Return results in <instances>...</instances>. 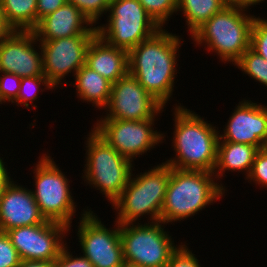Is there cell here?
I'll use <instances>...</instances> for the list:
<instances>
[{"instance_id": "cell-1", "label": "cell", "mask_w": 267, "mask_h": 267, "mask_svg": "<svg viewBox=\"0 0 267 267\" xmlns=\"http://www.w3.org/2000/svg\"><path fill=\"white\" fill-rule=\"evenodd\" d=\"M183 41L179 35L161 28L128 52L129 74L164 107L174 92Z\"/></svg>"}, {"instance_id": "cell-2", "label": "cell", "mask_w": 267, "mask_h": 267, "mask_svg": "<svg viewBox=\"0 0 267 267\" xmlns=\"http://www.w3.org/2000/svg\"><path fill=\"white\" fill-rule=\"evenodd\" d=\"M173 107L172 120L175 127L172 147L177 157L170 158L164 163L176 169L213 173L217 163L220 130L181 104L176 103Z\"/></svg>"}, {"instance_id": "cell-3", "label": "cell", "mask_w": 267, "mask_h": 267, "mask_svg": "<svg viewBox=\"0 0 267 267\" xmlns=\"http://www.w3.org/2000/svg\"><path fill=\"white\" fill-rule=\"evenodd\" d=\"M215 179L214 173L208 171L170 167L160 220L165 225L187 220L223 198L226 188Z\"/></svg>"}, {"instance_id": "cell-4", "label": "cell", "mask_w": 267, "mask_h": 267, "mask_svg": "<svg viewBox=\"0 0 267 267\" xmlns=\"http://www.w3.org/2000/svg\"><path fill=\"white\" fill-rule=\"evenodd\" d=\"M254 19L247 10L225 6L201 25L191 39L196 47L203 45L208 52H215L222 62L234 65L250 48Z\"/></svg>"}, {"instance_id": "cell-5", "label": "cell", "mask_w": 267, "mask_h": 267, "mask_svg": "<svg viewBox=\"0 0 267 267\" xmlns=\"http://www.w3.org/2000/svg\"><path fill=\"white\" fill-rule=\"evenodd\" d=\"M169 179L170 166L164 162L136 176L132 171L127 186L112 203L115 221L135 224L143 215L151 222L159 221Z\"/></svg>"}, {"instance_id": "cell-6", "label": "cell", "mask_w": 267, "mask_h": 267, "mask_svg": "<svg viewBox=\"0 0 267 267\" xmlns=\"http://www.w3.org/2000/svg\"><path fill=\"white\" fill-rule=\"evenodd\" d=\"M86 139L82 180L89 187L100 190L112 205L127 186L132 171H135L134 163L118 153L94 129L91 128Z\"/></svg>"}, {"instance_id": "cell-7", "label": "cell", "mask_w": 267, "mask_h": 267, "mask_svg": "<svg viewBox=\"0 0 267 267\" xmlns=\"http://www.w3.org/2000/svg\"><path fill=\"white\" fill-rule=\"evenodd\" d=\"M43 154L35 163L33 197L46 220L72 228V218L76 215L77 205L70 189V180L56 165L52 156Z\"/></svg>"}, {"instance_id": "cell-8", "label": "cell", "mask_w": 267, "mask_h": 267, "mask_svg": "<svg viewBox=\"0 0 267 267\" xmlns=\"http://www.w3.org/2000/svg\"><path fill=\"white\" fill-rule=\"evenodd\" d=\"M164 224L161 220L144 224L138 222L135 225L120 224L125 264L134 267H165L178 245L172 240L170 232L164 229Z\"/></svg>"}, {"instance_id": "cell-9", "label": "cell", "mask_w": 267, "mask_h": 267, "mask_svg": "<svg viewBox=\"0 0 267 267\" xmlns=\"http://www.w3.org/2000/svg\"><path fill=\"white\" fill-rule=\"evenodd\" d=\"M108 14V23L96 26L97 35L128 52L161 29L138 0H110Z\"/></svg>"}, {"instance_id": "cell-10", "label": "cell", "mask_w": 267, "mask_h": 267, "mask_svg": "<svg viewBox=\"0 0 267 267\" xmlns=\"http://www.w3.org/2000/svg\"><path fill=\"white\" fill-rule=\"evenodd\" d=\"M82 211L77 236L83 256L94 267H122L125 262L120 239V224L114 221L113 229H108L98 215L88 207Z\"/></svg>"}, {"instance_id": "cell-11", "label": "cell", "mask_w": 267, "mask_h": 267, "mask_svg": "<svg viewBox=\"0 0 267 267\" xmlns=\"http://www.w3.org/2000/svg\"><path fill=\"white\" fill-rule=\"evenodd\" d=\"M156 119L141 121L97 119L93 129L118 153L134 163L148 150L165 140V133L154 130Z\"/></svg>"}, {"instance_id": "cell-12", "label": "cell", "mask_w": 267, "mask_h": 267, "mask_svg": "<svg viewBox=\"0 0 267 267\" xmlns=\"http://www.w3.org/2000/svg\"><path fill=\"white\" fill-rule=\"evenodd\" d=\"M68 232L66 225L47 220L39 225L16 227L6 233L22 261L53 262L67 244L64 239Z\"/></svg>"}, {"instance_id": "cell-13", "label": "cell", "mask_w": 267, "mask_h": 267, "mask_svg": "<svg viewBox=\"0 0 267 267\" xmlns=\"http://www.w3.org/2000/svg\"><path fill=\"white\" fill-rule=\"evenodd\" d=\"M106 115L100 119L141 121L155 119L164 106L129 73L112 84ZM162 111V112H161Z\"/></svg>"}, {"instance_id": "cell-14", "label": "cell", "mask_w": 267, "mask_h": 267, "mask_svg": "<svg viewBox=\"0 0 267 267\" xmlns=\"http://www.w3.org/2000/svg\"><path fill=\"white\" fill-rule=\"evenodd\" d=\"M96 35H78L51 41H39L42 50L43 73L57 89L67 74L75 73L85 65L86 52ZM63 80V82H62Z\"/></svg>"}, {"instance_id": "cell-15", "label": "cell", "mask_w": 267, "mask_h": 267, "mask_svg": "<svg viewBox=\"0 0 267 267\" xmlns=\"http://www.w3.org/2000/svg\"><path fill=\"white\" fill-rule=\"evenodd\" d=\"M39 49L40 42L32 31L12 30L0 41V72L13 73L21 78L45 76L42 50Z\"/></svg>"}, {"instance_id": "cell-16", "label": "cell", "mask_w": 267, "mask_h": 267, "mask_svg": "<svg viewBox=\"0 0 267 267\" xmlns=\"http://www.w3.org/2000/svg\"><path fill=\"white\" fill-rule=\"evenodd\" d=\"M233 110L219 141L267 147V106L244 98Z\"/></svg>"}, {"instance_id": "cell-17", "label": "cell", "mask_w": 267, "mask_h": 267, "mask_svg": "<svg viewBox=\"0 0 267 267\" xmlns=\"http://www.w3.org/2000/svg\"><path fill=\"white\" fill-rule=\"evenodd\" d=\"M46 221L31 189L12 180L0 198V231L7 232L16 227L39 225Z\"/></svg>"}, {"instance_id": "cell-18", "label": "cell", "mask_w": 267, "mask_h": 267, "mask_svg": "<svg viewBox=\"0 0 267 267\" xmlns=\"http://www.w3.org/2000/svg\"><path fill=\"white\" fill-rule=\"evenodd\" d=\"M32 32L38 41H51L78 35H97V27L75 5L66 2L40 19Z\"/></svg>"}, {"instance_id": "cell-19", "label": "cell", "mask_w": 267, "mask_h": 267, "mask_svg": "<svg viewBox=\"0 0 267 267\" xmlns=\"http://www.w3.org/2000/svg\"><path fill=\"white\" fill-rule=\"evenodd\" d=\"M85 65L113 84L129 73L128 51L96 35L87 48Z\"/></svg>"}, {"instance_id": "cell-20", "label": "cell", "mask_w": 267, "mask_h": 267, "mask_svg": "<svg viewBox=\"0 0 267 267\" xmlns=\"http://www.w3.org/2000/svg\"><path fill=\"white\" fill-rule=\"evenodd\" d=\"M258 150L253 145L218 141L217 163L213 172L215 178L222 179L225 171L244 172L247 177Z\"/></svg>"}, {"instance_id": "cell-21", "label": "cell", "mask_w": 267, "mask_h": 267, "mask_svg": "<svg viewBox=\"0 0 267 267\" xmlns=\"http://www.w3.org/2000/svg\"><path fill=\"white\" fill-rule=\"evenodd\" d=\"M74 77L75 83L71 85H75L79 100L87 104L92 103V106L99 110L107 106L112 86L110 81L86 65H83Z\"/></svg>"}, {"instance_id": "cell-22", "label": "cell", "mask_w": 267, "mask_h": 267, "mask_svg": "<svg viewBox=\"0 0 267 267\" xmlns=\"http://www.w3.org/2000/svg\"><path fill=\"white\" fill-rule=\"evenodd\" d=\"M6 24L16 31H32L37 25V0H0Z\"/></svg>"}, {"instance_id": "cell-23", "label": "cell", "mask_w": 267, "mask_h": 267, "mask_svg": "<svg viewBox=\"0 0 267 267\" xmlns=\"http://www.w3.org/2000/svg\"><path fill=\"white\" fill-rule=\"evenodd\" d=\"M225 6L223 0H177V12H183L190 36Z\"/></svg>"}, {"instance_id": "cell-24", "label": "cell", "mask_w": 267, "mask_h": 267, "mask_svg": "<svg viewBox=\"0 0 267 267\" xmlns=\"http://www.w3.org/2000/svg\"><path fill=\"white\" fill-rule=\"evenodd\" d=\"M40 85L44 86L45 90H54L53 85L45 76L22 77L18 96L12 103L24 105L27 109H29L30 104H33L32 107L37 109V105L33 102L35 100L38 101L37 99L40 97L38 96L39 92L44 91Z\"/></svg>"}, {"instance_id": "cell-25", "label": "cell", "mask_w": 267, "mask_h": 267, "mask_svg": "<svg viewBox=\"0 0 267 267\" xmlns=\"http://www.w3.org/2000/svg\"><path fill=\"white\" fill-rule=\"evenodd\" d=\"M251 79L267 87V61L251 48H249L241 58L234 64Z\"/></svg>"}, {"instance_id": "cell-26", "label": "cell", "mask_w": 267, "mask_h": 267, "mask_svg": "<svg viewBox=\"0 0 267 267\" xmlns=\"http://www.w3.org/2000/svg\"><path fill=\"white\" fill-rule=\"evenodd\" d=\"M147 13L161 27L169 21L172 15L177 14V0H138Z\"/></svg>"}, {"instance_id": "cell-27", "label": "cell", "mask_w": 267, "mask_h": 267, "mask_svg": "<svg viewBox=\"0 0 267 267\" xmlns=\"http://www.w3.org/2000/svg\"><path fill=\"white\" fill-rule=\"evenodd\" d=\"M75 5L95 26L99 18L107 14L110 0H67Z\"/></svg>"}, {"instance_id": "cell-28", "label": "cell", "mask_w": 267, "mask_h": 267, "mask_svg": "<svg viewBox=\"0 0 267 267\" xmlns=\"http://www.w3.org/2000/svg\"><path fill=\"white\" fill-rule=\"evenodd\" d=\"M250 48L267 61V19L255 16L251 29Z\"/></svg>"}, {"instance_id": "cell-29", "label": "cell", "mask_w": 267, "mask_h": 267, "mask_svg": "<svg viewBox=\"0 0 267 267\" xmlns=\"http://www.w3.org/2000/svg\"><path fill=\"white\" fill-rule=\"evenodd\" d=\"M245 178L256 186L267 188V147L257 151L250 173Z\"/></svg>"}, {"instance_id": "cell-30", "label": "cell", "mask_w": 267, "mask_h": 267, "mask_svg": "<svg viewBox=\"0 0 267 267\" xmlns=\"http://www.w3.org/2000/svg\"><path fill=\"white\" fill-rule=\"evenodd\" d=\"M180 244L171 254L165 267H201L199 260L192 253V250L187 247L186 243L181 242Z\"/></svg>"}, {"instance_id": "cell-31", "label": "cell", "mask_w": 267, "mask_h": 267, "mask_svg": "<svg viewBox=\"0 0 267 267\" xmlns=\"http://www.w3.org/2000/svg\"><path fill=\"white\" fill-rule=\"evenodd\" d=\"M21 261L8 234L0 231V267H18Z\"/></svg>"}, {"instance_id": "cell-32", "label": "cell", "mask_w": 267, "mask_h": 267, "mask_svg": "<svg viewBox=\"0 0 267 267\" xmlns=\"http://www.w3.org/2000/svg\"><path fill=\"white\" fill-rule=\"evenodd\" d=\"M21 77L13 73L0 72V95L5 102H13L19 93Z\"/></svg>"}, {"instance_id": "cell-33", "label": "cell", "mask_w": 267, "mask_h": 267, "mask_svg": "<svg viewBox=\"0 0 267 267\" xmlns=\"http://www.w3.org/2000/svg\"><path fill=\"white\" fill-rule=\"evenodd\" d=\"M67 245L63 247L59 256L52 262V267H94L83 255H72Z\"/></svg>"}, {"instance_id": "cell-34", "label": "cell", "mask_w": 267, "mask_h": 267, "mask_svg": "<svg viewBox=\"0 0 267 267\" xmlns=\"http://www.w3.org/2000/svg\"><path fill=\"white\" fill-rule=\"evenodd\" d=\"M67 0H37V23L40 19L56 11Z\"/></svg>"}, {"instance_id": "cell-35", "label": "cell", "mask_w": 267, "mask_h": 267, "mask_svg": "<svg viewBox=\"0 0 267 267\" xmlns=\"http://www.w3.org/2000/svg\"><path fill=\"white\" fill-rule=\"evenodd\" d=\"M3 159L4 158L0 157V198L2 197L6 187L13 180L11 175L9 176L10 172H8L7 167H5L6 163L3 161Z\"/></svg>"}, {"instance_id": "cell-36", "label": "cell", "mask_w": 267, "mask_h": 267, "mask_svg": "<svg viewBox=\"0 0 267 267\" xmlns=\"http://www.w3.org/2000/svg\"><path fill=\"white\" fill-rule=\"evenodd\" d=\"M223 1L226 6L237 7L249 11L248 9L251 6L257 5L258 3L260 5V3L262 1L264 2L265 0H223Z\"/></svg>"}, {"instance_id": "cell-37", "label": "cell", "mask_w": 267, "mask_h": 267, "mask_svg": "<svg viewBox=\"0 0 267 267\" xmlns=\"http://www.w3.org/2000/svg\"><path fill=\"white\" fill-rule=\"evenodd\" d=\"M12 29L6 24L4 16H3V10L0 2V41L6 37Z\"/></svg>"}, {"instance_id": "cell-38", "label": "cell", "mask_w": 267, "mask_h": 267, "mask_svg": "<svg viewBox=\"0 0 267 267\" xmlns=\"http://www.w3.org/2000/svg\"><path fill=\"white\" fill-rule=\"evenodd\" d=\"M18 267H52V262L48 261H21Z\"/></svg>"}, {"instance_id": "cell-39", "label": "cell", "mask_w": 267, "mask_h": 267, "mask_svg": "<svg viewBox=\"0 0 267 267\" xmlns=\"http://www.w3.org/2000/svg\"><path fill=\"white\" fill-rule=\"evenodd\" d=\"M3 103H6V102L2 99V97L0 95V104H3Z\"/></svg>"}, {"instance_id": "cell-40", "label": "cell", "mask_w": 267, "mask_h": 267, "mask_svg": "<svg viewBox=\"0 0 267 267\" xmlns=\"http://www.w3.org/2000/svg\"><path fill=\"white\" fill-rule=\"evenodd\" d=\"M122 267H134V266H130V265L124 264Z\"/></svg>"}]
</instances>
